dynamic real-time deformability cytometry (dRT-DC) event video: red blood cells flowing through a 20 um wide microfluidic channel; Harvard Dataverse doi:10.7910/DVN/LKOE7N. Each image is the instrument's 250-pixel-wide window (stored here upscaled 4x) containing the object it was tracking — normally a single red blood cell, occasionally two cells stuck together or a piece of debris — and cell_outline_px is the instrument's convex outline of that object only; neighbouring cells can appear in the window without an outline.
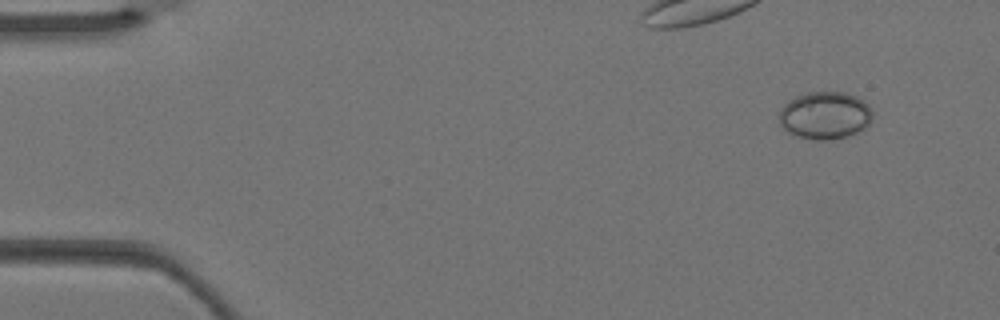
{"species": "Egyptian fruit bat (a non-hibernating species)", "species_latin": "Rousettus aegyptiacus", "temperature_condition": "warm", "stored_images_in_passage": 3, "camera_frame_rate_fps": 3000, "um_per_image_px": 0.085, "animal": {"sex": "female"}, "frame": {"image": 1, "passage_image": 1, "time_ms": 0.0, "image_size_px": [1000, 320], "cell_outline_px": [[872, 120], [864, 128], [856, 132], [844, 136], [828, 140], [812, 140], [796, 136], [788, 132], [780, 124], [780, 108], [788, 100], [796, 96], [808, 92], [848, 92], [864, 100], [868, 104], [872, 112]], "centroid_in_image_um": [70.12, 9.79], "position_along_channel_um": 14.9, "area_um2": 25.95}}